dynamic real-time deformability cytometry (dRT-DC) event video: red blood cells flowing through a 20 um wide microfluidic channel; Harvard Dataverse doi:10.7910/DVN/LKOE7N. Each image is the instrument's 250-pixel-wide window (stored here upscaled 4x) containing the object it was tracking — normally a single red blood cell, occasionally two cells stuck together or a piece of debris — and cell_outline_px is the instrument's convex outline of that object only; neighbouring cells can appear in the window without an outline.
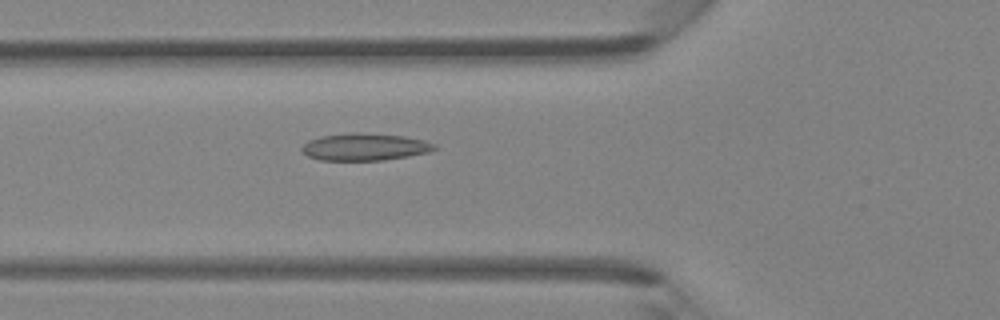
{"species": "Egyptian fruit bat (a non-hibernating species)", "species_latin": "Rousettus aegyptiacus", "temperature_condition": "room temperature", "stored_images_in_passage": 46, "camera_frame_rate_fps": 3000, "um_per_image_px": 0.085, "animal": {"sex": "female"}, "frame": {"image": 1, "passage_image": 17, "time_ms": 5.333, "image_size_px": [1000, 320], "cell_outline_px": [[436, 148], [428, 152], [408, 156], [384, 160], [320, 160], [308, 156], [300, 148], [308, 140], [320, 136], [352, 132], [360, 132], [404, 136], [424, 140], [436, 144]], "centroid_in_image_um": [30.99, 12.48], "position_along_channel_um": 94.8, "area_um2": 21.04}}
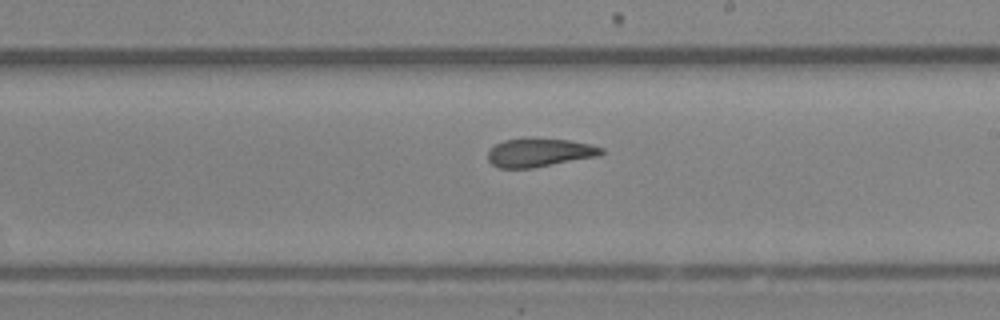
{"frame": {"image": 2, "passage_image": 27, "time_ms": 8.667, "image_size_px": [1000, 320], "cell_outline_px": [[604, 152], [600, 156], [532, 168], [500, 168], [492, 164], [488, 160], [488, 152], [496, 144], [504, 140], [524, 136], [568, 140], [592, 144], [604, 148]], "centroid_in_image_um": [45.87, 12.94], "position_along_channel_um": 243.1, "area_um2": 19.31}}
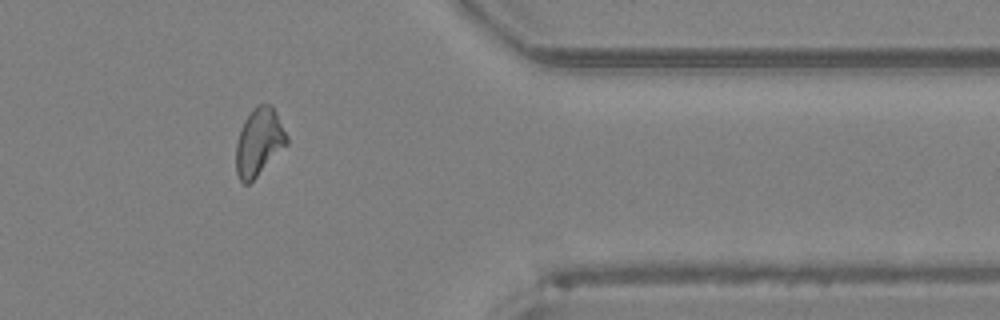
{"frame": {"image": 3, "passage_image": 38, "time_ms": 12.333, "image_size_px": [1000, 320], "cell_outline_px": [[288, 144], [248, 184], [244, 184], [240, 180], [236, 172], [236, 144], [240, 128], [244, 120], [252, 108], [256, 104], [272, 104], [288, 136]], "centroid_in_image_um": [22.01, 12.03], "position_along_channel_um": 389.4, "area_um2": 20.0}}